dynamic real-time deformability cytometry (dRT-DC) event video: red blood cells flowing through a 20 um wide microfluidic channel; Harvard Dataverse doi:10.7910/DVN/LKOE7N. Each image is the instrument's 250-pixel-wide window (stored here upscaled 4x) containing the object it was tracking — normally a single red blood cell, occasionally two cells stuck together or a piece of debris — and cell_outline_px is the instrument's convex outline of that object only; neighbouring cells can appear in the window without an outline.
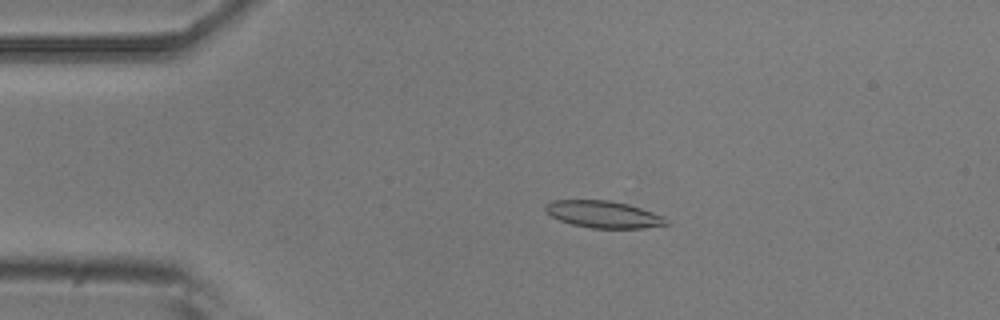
{"species": "common noctule bat (a hibernating species)", "species_latin": "Nyctalus noctula", "temperature_condition": "room temperature", "stored_images_in_passage": 50, "camera_frame_rate_fps": 3000, "um_per_image_px": 0.085, "animal": {"sex": "male", "body_mass_g": 20.5, "forearm_length_mm": 52.5}, "frame": {"image": 1, "passage_image": 9, "time_ms": 2.667, "image_size_px": [1000, 320], "cell_outline_px": [[672, 224], [644, 228], [592, 228], [572, 224], [560, 220], [552, 216], [544, 208], [544, 204], [552, 200], [608, 200], [628, 204], [664, 216]], "centroid_in_image_um": [51.32, 18.22], "position_along_channel_um": 33.7, "area_um2": 19.02}}
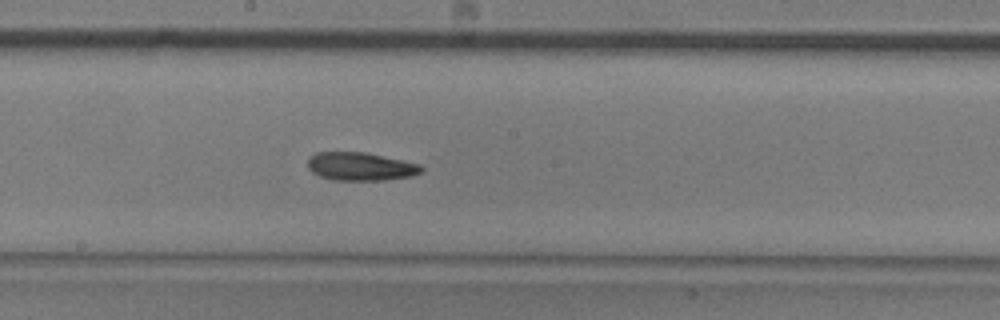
{"frame": {"image": 2, "passage_image": 26, "time_ms": 8.333, "image_size_px": [1000, 320], "cell_outline_px": [[424, 172], [412, 176], [384, 180], [332, 180], [320, 176], [312, 172], [308, 168], [308, 156], [316, 152], [364, 152], [420, 164], [424, 168]], "centroid_in_image_um": [30.64, 14.15], "position_along_channel_um": 217.6, "area_um2": 18.79}}
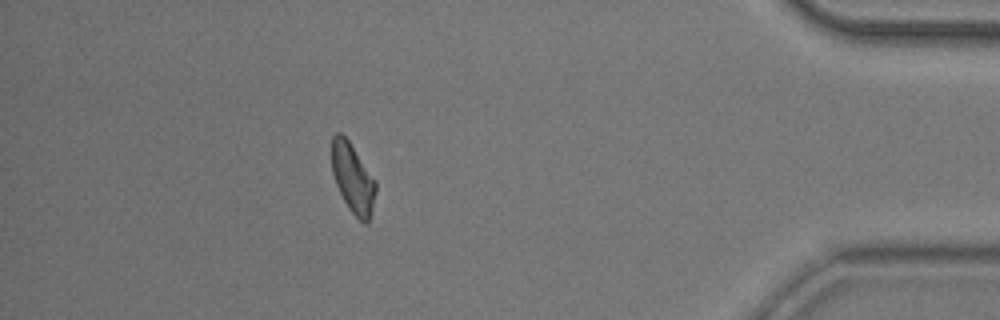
{"frame": {"image": 3, "passage_image": 44, "time_ms": 14.333, "image_size_px": [1000, 320], "cell_outline_px": [[376, 192], [368, 224], [364, 224], [348, 208], [336, 184], [332, 172], [332, 136], [336, 132], [340, 132], [348, 140], [376, 180]], "centroid_in_image_um": [29.99, 15.15], "position_along_channel_um": 405.2, "area_um2": 17.69}, "authors_computed_cell_mechanics": {"area_um2": 18.8139, "velocity_mm_per_s": 3.9404, "shape_relaxation_time_tau1_ms": 6.2546, "shape_relaxation_time_tau2_ms": 5.8892, "deformation_change_tau1": 0.1636, "deformation_change_tau2": 0.1495}}